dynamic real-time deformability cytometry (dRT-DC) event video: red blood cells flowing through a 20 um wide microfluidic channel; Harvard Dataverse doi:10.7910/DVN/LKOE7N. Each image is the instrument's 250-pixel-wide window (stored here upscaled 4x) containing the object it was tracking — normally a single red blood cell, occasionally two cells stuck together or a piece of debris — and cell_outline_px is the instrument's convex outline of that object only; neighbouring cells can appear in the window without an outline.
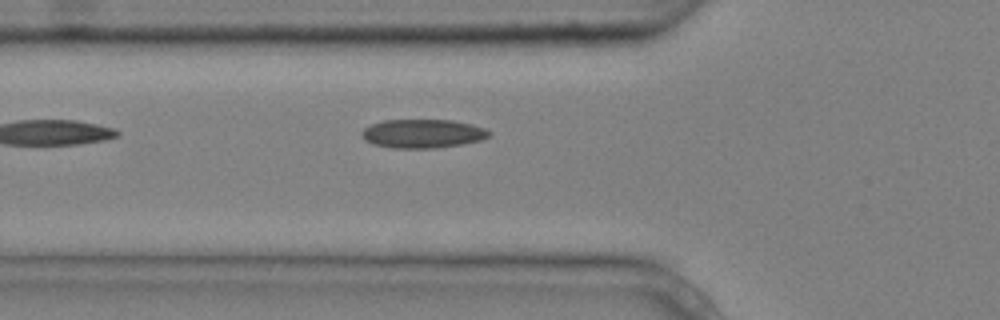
{"species": "common noctule bat (a hibernating species)", "species_latin": "Nyctalus noctula", "temperature_condition": "cold", "stored_images_in_passage": 4, "camera_frame_rate_fps": 3000, "um_per_image_px": 0.085, "animal": {"sex": "male", "body_mass_g": 20.4}, "frame": {"image": 1, "passage_image": 4, "time_ms": 1.0, "image_size_px": [1000, 320], "cell_outline_px": [[492, 136], [480, 140], [464, 144], [436, 148], [392, 148], [372, 144], [364, 140], [360, 136], [360, 132], [364, 128], [372, 124], [384, 120], [452, 120], [472, 124], [484, 128], [492, 132]], "centroid_in_image_um": [35.93, 11.36], "position_along_channel_um": 89.9, "area_um2": 21.62}}